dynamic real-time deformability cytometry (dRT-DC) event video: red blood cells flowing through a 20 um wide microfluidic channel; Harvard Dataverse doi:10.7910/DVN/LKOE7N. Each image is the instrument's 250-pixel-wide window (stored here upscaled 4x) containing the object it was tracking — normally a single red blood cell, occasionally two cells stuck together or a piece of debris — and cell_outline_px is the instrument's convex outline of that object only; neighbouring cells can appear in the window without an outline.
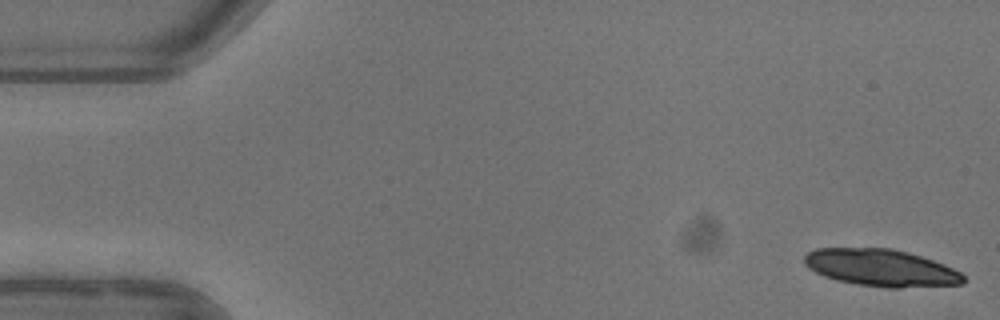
{"species": "common noctule bat (a hibernating species)", "species_latin": "Nyctalus noctula", "temperature_condition": "warm", "stored_images_in_passage": 6, "camera_frame_rate_fps": 3000, "um_per_image_px": 0.085, "animal": {"sex": "female"}, "frame": {"image": 1, "passage_image": 1, "time_ms": 0.0, "image_size_px": [1000, 320], "cell_outline_px": [[964, 284], [900, 288], [888, 288], [856, 284], [836, 280], [824, 276], [808, 268], [804, 264], [804, 256], [808, 252], [816, 248], [892, 248], [908, 252], [944, 264], [960, 272], [964, 276]], "centroid_in_image_um": [74.88, 22.76], "position_along_channel_um": 10.1, "area_um2": 34.45}}